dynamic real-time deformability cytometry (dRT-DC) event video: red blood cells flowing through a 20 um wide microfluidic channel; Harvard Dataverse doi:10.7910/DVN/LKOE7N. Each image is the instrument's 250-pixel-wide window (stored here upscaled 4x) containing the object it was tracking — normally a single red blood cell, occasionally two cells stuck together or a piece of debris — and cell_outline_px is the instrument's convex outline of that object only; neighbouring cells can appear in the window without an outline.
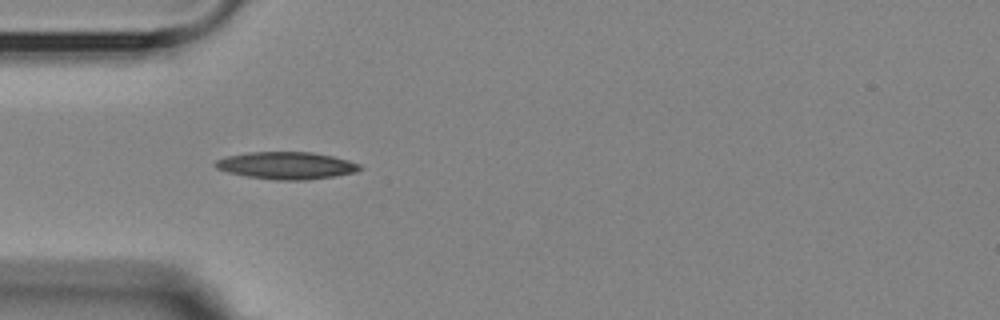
{"species": "Egyptian fruit bat (a non-hibernating species)", "species_latin": "Rousettus aegyptiacus", "temperature_condition": "room temperature", "stored_images_in_passage": 4, "camera_frame_rate_fps": 3000, "um_per_image_px": 0.085, "animal": {"sex": "female"}, "frame": {"image": 1, "passage_image": 3, "time_ms": 2.333, "image_size_px": [1000, 320], "cell_outline_px": [[364, 168], [356, 172], [336, 176], [308, 180], [276, 180], [248, 176], [228, 172], [216, 168], [212, 164], [216, 160], [224, 156], [248, 152], [312, 152], [332, 156], [348, 160], [360, 164]], "centroid_in_image_um": [24.35, 14.06], "position_along_channel_um": 60.6, "area_um2": 23.12}}
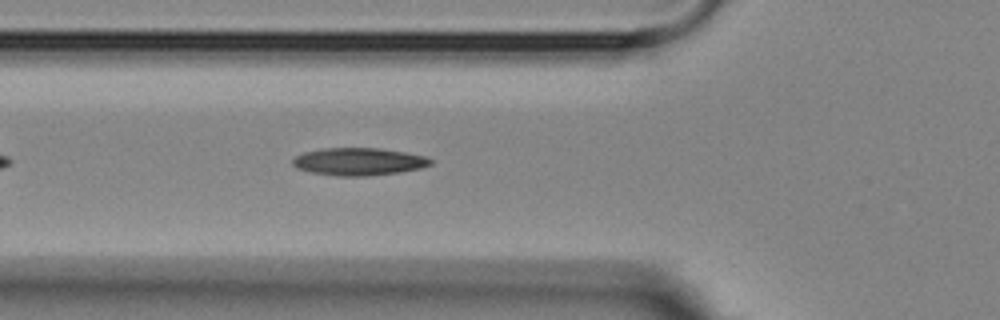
{"frame": {"image": 2, "passage_image": 4, "time_ms": 3.333, "image_size_px": [1000, 320], "cell_outline_px": [[432, 164], [420, 168], [400, 172], [368, 176], [336, 176], [312, 172], [296, 168], [292, 164], [292, 160], [296, 156], [304, 152], [324, 148], [380, 148], [404, 152], [424, 156], [432, 160]], "centroid_in_image_um": [30.48, 13.74], "position_along_channel_um": 95.3, "area_um2": 22.08}}